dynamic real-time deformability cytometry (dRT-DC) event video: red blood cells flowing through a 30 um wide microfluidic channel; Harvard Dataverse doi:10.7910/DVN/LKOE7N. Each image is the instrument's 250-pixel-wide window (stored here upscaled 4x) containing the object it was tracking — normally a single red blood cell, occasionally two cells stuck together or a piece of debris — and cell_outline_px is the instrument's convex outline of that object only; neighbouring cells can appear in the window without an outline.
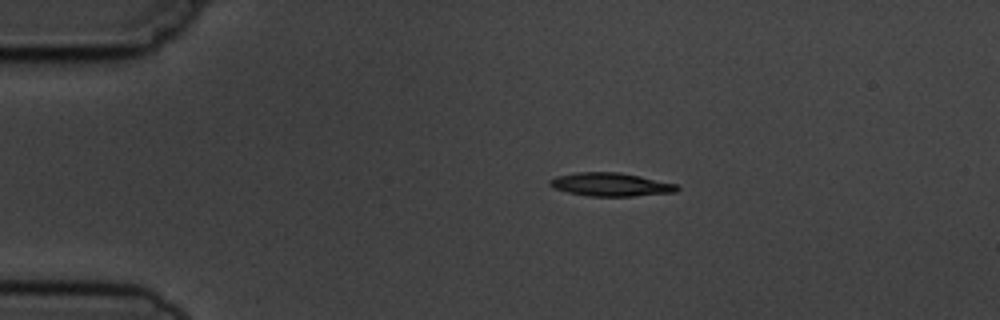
{"species": "common noctule bat (a hibernating species)", "species_latin": "Nyctalus noctula", "temperature_condition": "cold", "stored_images_in_passage": 7, "camera_frame_rate_fps": 3000, "um_per_image_px": 0.085, "animal": {"sex": "male", "body_mass_g": 19.5, "forearm_length_mm": 54.6}, "frame": {"image": 1, "passage_image": 2, "time_ms": 1.0, "image_size_px": [1000, 320], "cell_outline_px": [[680, 188], [676, 192], [632, 196], [588, 196], [568, 192], [552, 188], [548, 184], [548, 180], [556, 176], [576, 172], [620, 172], [640, 176], [676, 184]], "centroid_in_image_um": [51.87, 15.68], "position_along_channel_um": 33.1, "area_um2": 17.4}}
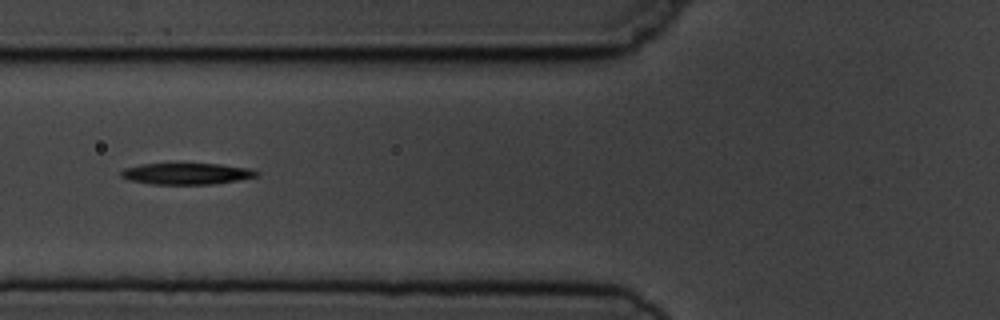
{"frame": {"image": 2, "passage_image": 5, "time_ms": 4.333, "image_size_px": [1000, 320], "cell_outline_px": [[260, 176], [212, 184], [152, 184], [128, 180], [120, 176], [120, 172], [124, 168], [140, 164], [220, 164], [248, 168], [260, 172]], "centroid_in_image_um": [15.84, 14.76], "position_along_channel_um": 110.0, "area_um2": 16.82}}
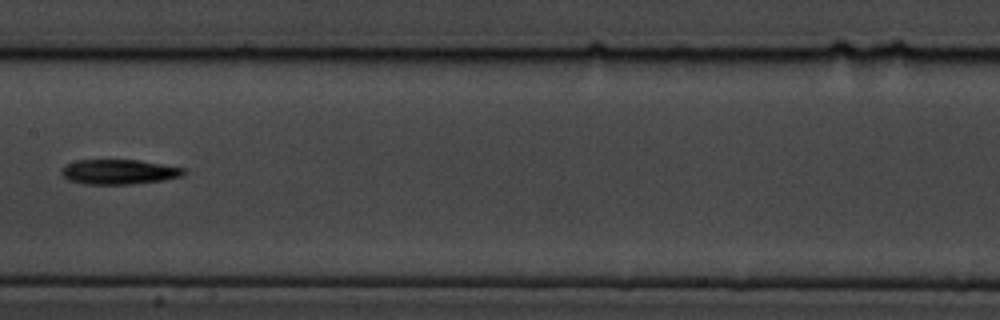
{"frame": {"image": 3, "passage_image": 7, "time_ms": 6.667, "image_size_px": [1000, 320], "cell_outline_px": [[184, 172], [180, 176], [164, 180], [132, 184], [84, 184], [68, 180], [60, 172], [60, 168], [76, 160], [140, 160], [184, 168]], "centroid_in_image_um": [10.07, 14.61], "position_along_channel_um": 197.3, "area_um2": 17.63}}